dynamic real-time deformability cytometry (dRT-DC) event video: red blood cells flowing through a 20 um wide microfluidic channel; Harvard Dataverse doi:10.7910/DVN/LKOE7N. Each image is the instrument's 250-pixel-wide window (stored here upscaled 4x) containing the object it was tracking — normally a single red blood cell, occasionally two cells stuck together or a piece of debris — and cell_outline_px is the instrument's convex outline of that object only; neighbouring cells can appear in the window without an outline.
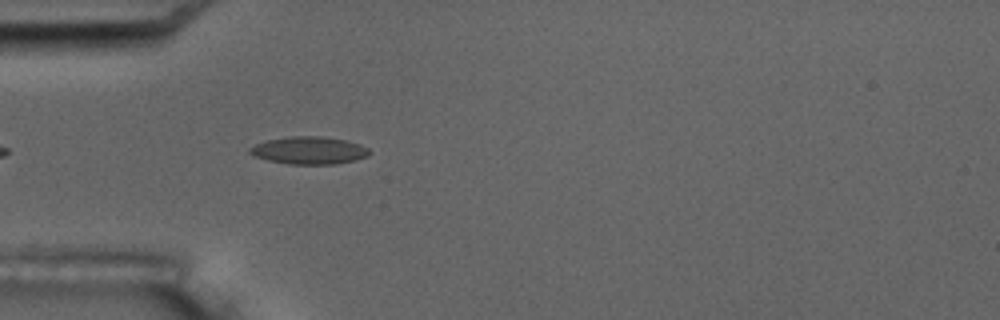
{"species": "common noctule bat (a hibernating species)", "species_latin": "Nyctalus noctula", "temperature_condition": "room temperature", "stored_images_in_passage": 6, "camera_frame_rate_fps": 3000, "um_per_image_px": 0.085, "animal": {"sex": "male", "body_mass_g": 17.5, "forearm_length_mm": 52.3}, "frame": {"image": 1, "passage_image": 6, "time_ms": 5.667, "image_size_px": [1000, 320], "cell_outline_px": [[372, 152], [368, 156], [356, 160], [336, 164], [288, 164], [268, 160], [256, 156], [248, 152], [248, 148], [256, 144], [268, 140], [292, 136], [320, 136], [344, 140], [360, 144], [368, 148]], "centroid_in_image_um": [26.3, 12.79], "position_along_channel_um": 58.7, "area_um2": 19.13}}